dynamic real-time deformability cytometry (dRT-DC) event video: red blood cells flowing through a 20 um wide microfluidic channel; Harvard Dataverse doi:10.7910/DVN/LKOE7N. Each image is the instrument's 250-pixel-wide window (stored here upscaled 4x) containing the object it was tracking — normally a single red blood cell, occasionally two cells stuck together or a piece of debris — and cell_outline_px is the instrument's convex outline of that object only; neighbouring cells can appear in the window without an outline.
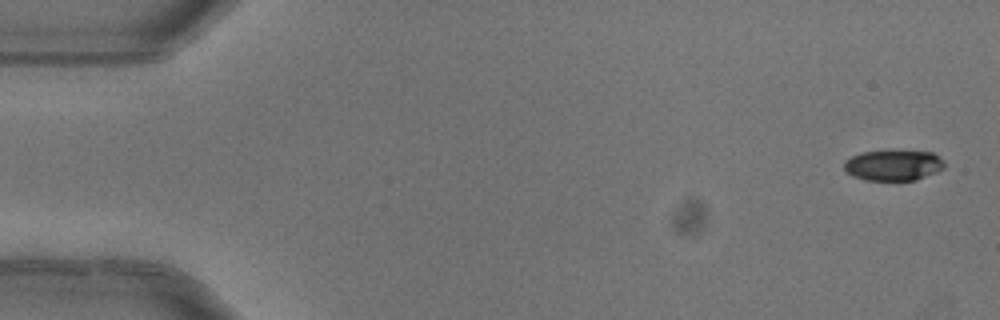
{"species": "common noctule bat (a hibernating species)", "species_latin": "Nyctalus noctula", "temperature_condition": "warm", "stored_images_in_passage": 4, "camera_frame_rate_fps": 3000, "um_per_image_px": 0.085, "animal": {"sex": "female"}, "frame": {"image": 1, "passage_image": 1, "time_ms": 0.0, "image_size_px": [1000, 320], "cell_outline_px": [[944, 168], [936, 172], [916, 180], [868, 180], [852, 176], [844, 168], [844, 160], [860, 152], [892, 148], [932, 152], [944, 164]], "centroid_in_image_um": [75.9, 14.0], "position_along_channel_um": 9.1, "area_um2": 18.44}}